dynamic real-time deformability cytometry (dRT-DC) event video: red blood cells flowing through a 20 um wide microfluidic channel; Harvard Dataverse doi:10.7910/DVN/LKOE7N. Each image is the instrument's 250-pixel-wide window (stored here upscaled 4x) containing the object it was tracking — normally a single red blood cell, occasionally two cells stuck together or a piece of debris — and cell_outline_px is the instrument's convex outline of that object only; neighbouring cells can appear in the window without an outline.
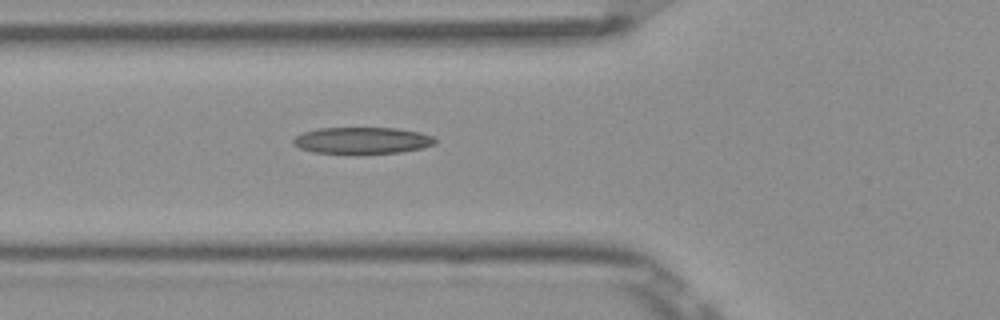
{"species": "Egyptian fruit bat (a non-hibernating species)", "species_latin": "Rousettus aegyptiacus", "temperature_condition": "room temperature", "stored_images_in_passage": 6, "camera_frame_rate_fps": 3000, "um_per_image_px": 0.085, "frame": {"image": 1, "passage_image": 6, "time_ms": 1.667, "image_size_px": [1000, 320], "cell_outline_px": [[436, 144], [420, 148], [400, 152], [356, 156], [348, 156], [312, 152], [300, 148], [292, 144], [292, 140], [296, 136], [304, 132], [316, 128], [396, 128], [420, 132], [432, 136], [436, 140]], "centroid_in_image_um": [30.73, 11.98], "position_along_channel_um": 95.1, "area_um2": 22.89}}